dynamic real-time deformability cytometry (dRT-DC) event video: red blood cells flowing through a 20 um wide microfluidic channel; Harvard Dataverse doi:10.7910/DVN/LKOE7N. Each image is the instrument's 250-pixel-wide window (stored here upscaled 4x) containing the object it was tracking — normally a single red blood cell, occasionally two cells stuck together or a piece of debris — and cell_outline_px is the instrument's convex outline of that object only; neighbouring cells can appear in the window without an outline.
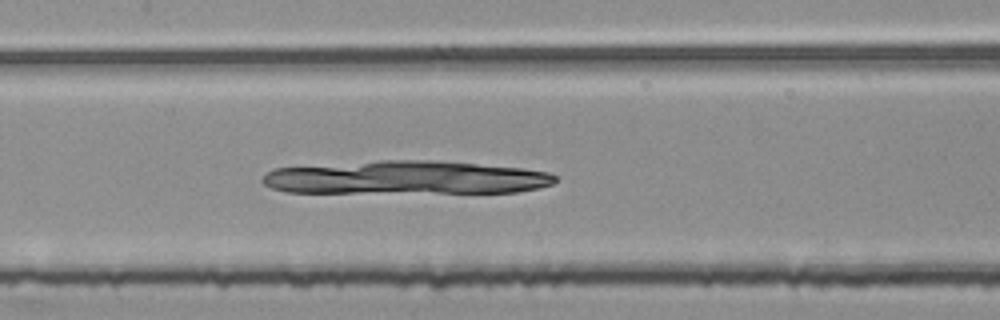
{"species": "common noctule bat (a hibernating species)", "species_latin": "Nyctalus noctula", "temperature_condition": "room temperature", "stored_images_in_passage": 38, "camera_frame_rate_fps": 3000, "um_per_image_px": 0.085, "animal": {"sex": "female", "body_mass_g": 25.1}, "frame": {"image": 1, "passage_image": 14, "time_ms": 4.333, "image_size_px": [1000, 320], "cell_outline_px": [[556, 180], [552, 184], [540, 188], [516, 192], [288, 192], [272, 188], [264, 184], [260, 180], [272, 168], [380, 160], [436, 160], [520, 168], [548, 172], [556, 176]], "centroid_in_image_um": [34.49, 15.09], "position_along_channel_um": 172.9, "area_um2": 56.82}}